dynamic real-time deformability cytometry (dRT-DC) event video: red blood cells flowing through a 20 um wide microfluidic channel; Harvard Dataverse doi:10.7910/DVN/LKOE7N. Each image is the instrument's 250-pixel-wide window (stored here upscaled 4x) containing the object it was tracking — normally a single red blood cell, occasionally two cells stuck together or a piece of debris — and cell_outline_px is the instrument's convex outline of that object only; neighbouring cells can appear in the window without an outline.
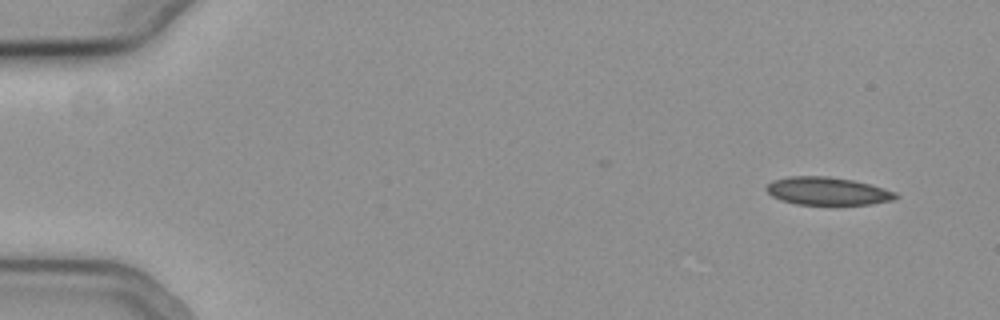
{"species": "common noctule bat (a hibernating species)", "species_latin": "Nyctalus noctula", "temperature_condition": "cold", "stored_images_in_passage": 41, "camera_frame_rate_fps": 3000, "um_per_image_px": 0.085, "animal": {"sex": "female", "body_mass_g": 19.3, "forearm_length_mm": 54.1}, "frame": {"image": 1, "passage_image": 1, "time_ms": 0.0, "image_size_px": [1000, 320], "cell_outline_px": [[900, 196], [896, 200], [872, 204], [796, 204], [780, 200], [772, 196], [764, 188], [772, 180], [788, 176], [828, 176], [852, 180], [872, 184], [896, 192]], "centroid_in_image_um": [70.36, 16.24], "position_along_channel_um": 14.6, "area_um2": 21.21}}
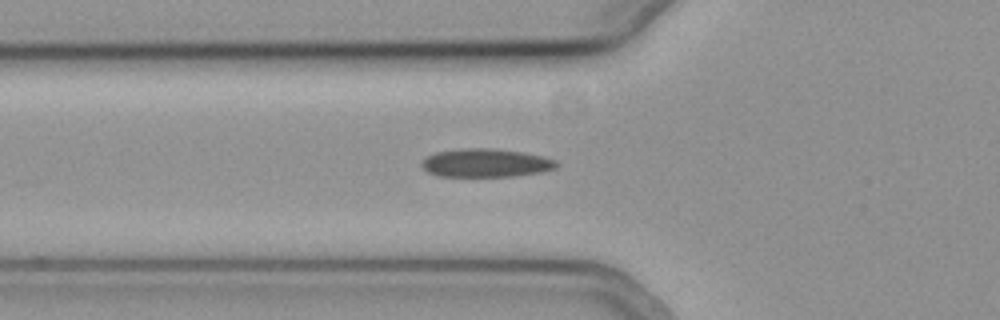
{"frame": {"image": 2, "passage_image": 17, "time_ms": 5.333, "image_size_px": [1000, 320], "cell_outline_px": [[560, 164], [556, 168], [540, 172], [512, 176], [436, 176], [428, 172], [420, 164], [428, 156], [436, 152], [460, 148], [492, 148], [524, 152], [544, 156], [556, 160]], "centroid_in_image_um": [41.32, 13.84], "position_along_channel_um": 84.5, "area_um2": 22.37}}
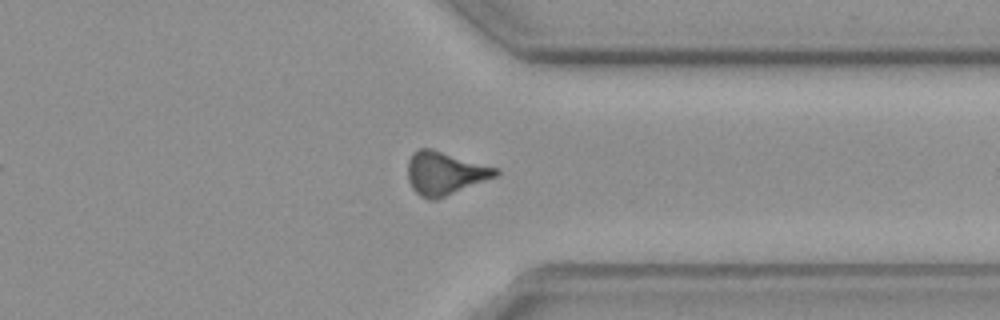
{"frame": {"image": 3, "passage_image": 40, "time_ms": 13.0, "image_size_px": [1000, 320], "cell_outline_px": [[500, 172], [496, 176], [436, 200], [428, 200], [420, 196], [412, 188], [408, 180], [408, 160], [412, 152], [420, 148], [432, 148], [500, 168]], "centroid_in_image_um": [37.81, 14.71], "position_along_channel_um": 373.6, "area_um2": 22.31}}